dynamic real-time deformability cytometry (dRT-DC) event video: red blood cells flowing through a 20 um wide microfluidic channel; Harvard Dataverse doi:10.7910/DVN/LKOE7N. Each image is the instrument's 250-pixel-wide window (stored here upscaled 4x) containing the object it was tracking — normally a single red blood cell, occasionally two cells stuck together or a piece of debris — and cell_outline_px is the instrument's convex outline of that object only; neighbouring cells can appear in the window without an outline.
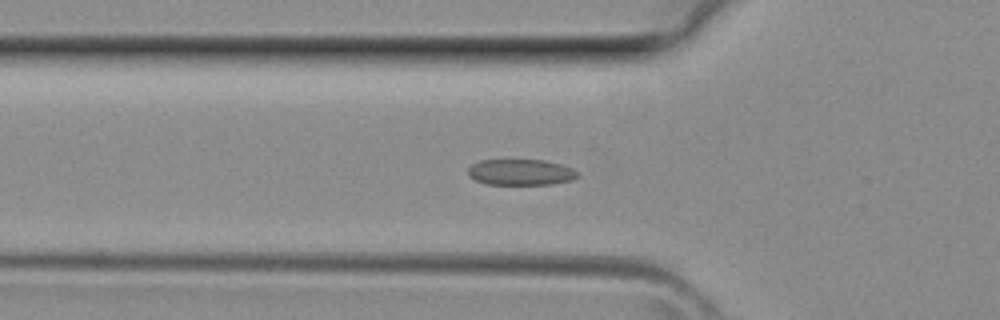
{"species": "common noctule bat (a hibernating species)", "species_latin": "Nyctalus noctula", "temperature_condition": "room temperature", "stored_images_in_passage": 39, "camera_frame_rate_fps": 3000, "um_per_image_px": 0.085, "animal": {"sex": "female", "body_mass_g": 29.2, "forearm_length_mm": 56.3}, "frame": {"image": 1, "passage_image": 13, "time_ms": 4.0, "image_size_px": [1000, 320], "cell_outline_px": [[580, 172], [576, 176], [568, 180], [552, 184], [484, 184], [468, 176], [468, 168], [472, 164], [480, 160], [544, 160], [560, 164], [572, 168]], "centroid_in_image_um": [44.22, 14.63], "position_along_channel_um": 81.6, "area_um2": 16.47}}
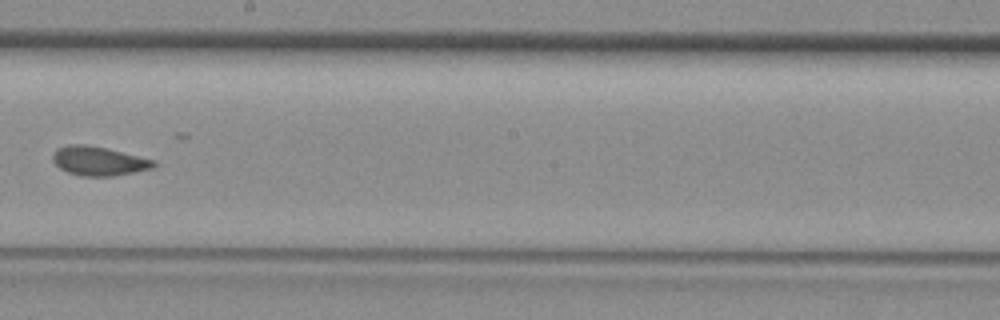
{"frame": {"image": 2, "passage_image": 22, "time_ms": 7.0, "image_size_px": [1000, 320], "cell_outline_px": [[156, 164], [152, 168], [112, 176], [80, 176], [68, 172], [60, 168], [52, 160], [52, 156], [56, 148], [68, 144], [84, 144], [104, 148], [156, 160]], "centroid_in_image_um": [8.35, 13.68], "position_along_channel_um": 239.8, "area_um2": 16.94}}
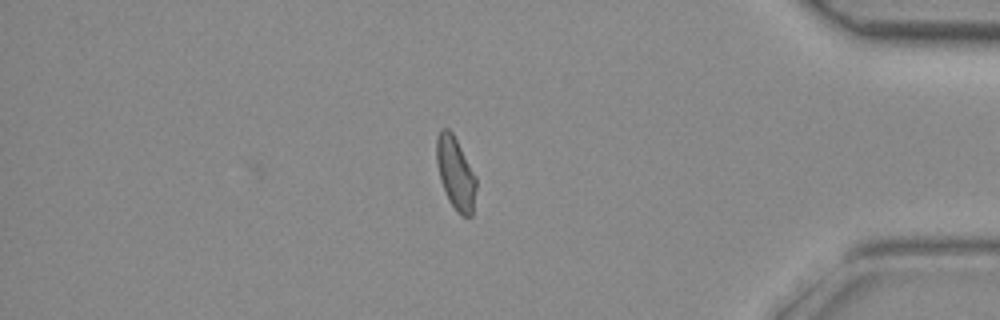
{"frame": {"image": 3, "passage_image": 33, "time_ms": 10.667, "image_size_px": [1000, 320], "cell_outline_px": [[476, 188], [472, 216], [464, 216], [456, 212], [448, 200], [440, 180], [436, 160], [436, 140], [440, 132], [444, 128], [448, 128], [452, 132], [476, 176]], "centroid_in_image_um": [38.72, 14.75], "position_along_channel_um": 396.5, "area_um2": 16.65}}